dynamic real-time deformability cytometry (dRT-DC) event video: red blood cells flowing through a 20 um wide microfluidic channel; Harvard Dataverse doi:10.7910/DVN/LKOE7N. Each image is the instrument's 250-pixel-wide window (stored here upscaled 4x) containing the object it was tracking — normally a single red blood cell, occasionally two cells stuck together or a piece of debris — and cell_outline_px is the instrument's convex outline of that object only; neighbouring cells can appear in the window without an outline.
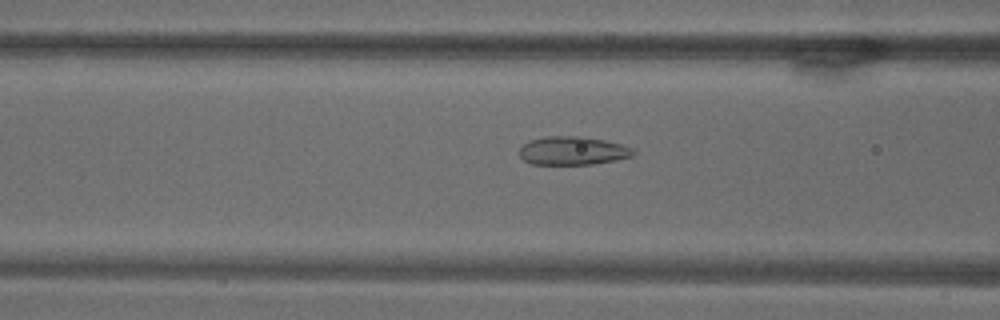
{"species": "common noctule bat (a hibernating species)", "species_latin": "Nyctalus noctula", "temperature_condition": "warm", "stored_images_in_passage": 48, "camera_frame_rate_fps": 3000, "um_per_image_px": 0.085, "animal": {"sex": "male", "body_mass_g": 18.8}, "frame": {"image": 1, "passage_image": 6, "time_ms": 1.667, "image_size_px": [1000, 320], "cell_outline_px": [[636, 152], [632, 156], [616, 160], [592, 164], [532, 164], [524, 160], [520, 156], [520, 148], [528, 140], [544, 136], [584, 136], [604, 140], [620, 144], [632, 148]], "centroid_in_image_um": [48.67, 12.8], "position_along_channel_um": 117.9, "area_um2": 18.9}}
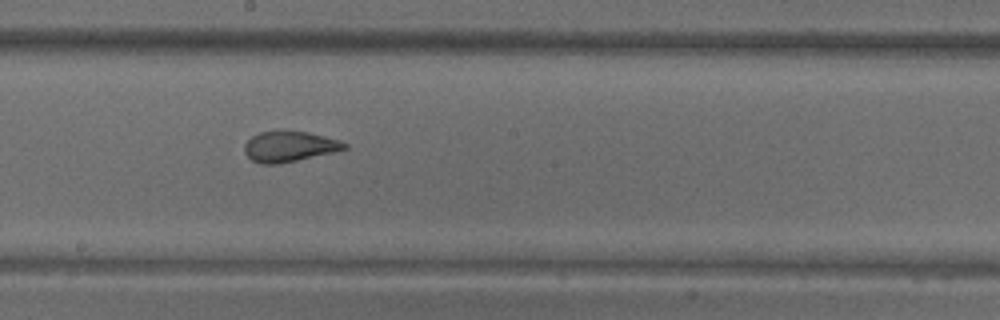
{"frame": {"image": 2, "passage_image": 17, "time_ms": 5.333, "image_size_px": [1000, 320], "cell_outline_px": [[348, 148], [332, 152], [280, 164], [260, 164], [252, 160], [244, 152], [244, 144], [252, 136], [260, 132], [308, 132], [340, 140], [348, 144]], "centroid_in_image_um": [24.59, 12.47], "position_along_channel_um": 223.6, "area_um2": 17.51}}
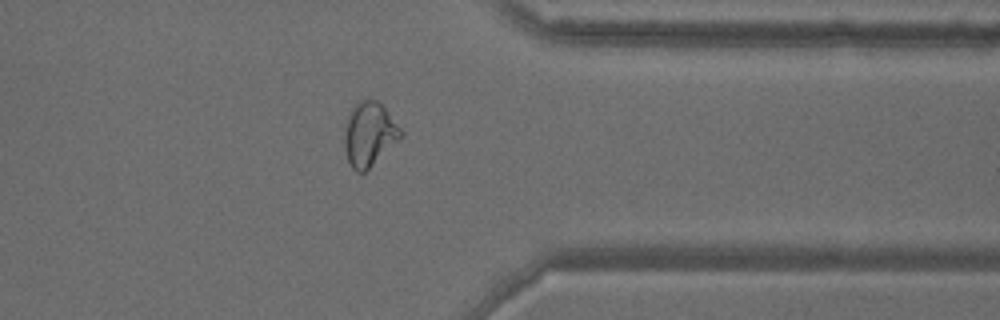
{"frame": {"image": 3, "passage_image": 34, "time_ms": 11.0, "image_size_px": [1000, 320], "cell_outline_px": [[404, 136], [364, 172], [356, 172], [352, 168], [348, 160], [344, 148], [344, 128], [348, 116], [356, 100], [376, 100], [384, 108], [404, 132]], "centroid_in_image_um": [31.38, 11.4], "position_along_channel_um": 380.0, "area_um2": 20.98}}